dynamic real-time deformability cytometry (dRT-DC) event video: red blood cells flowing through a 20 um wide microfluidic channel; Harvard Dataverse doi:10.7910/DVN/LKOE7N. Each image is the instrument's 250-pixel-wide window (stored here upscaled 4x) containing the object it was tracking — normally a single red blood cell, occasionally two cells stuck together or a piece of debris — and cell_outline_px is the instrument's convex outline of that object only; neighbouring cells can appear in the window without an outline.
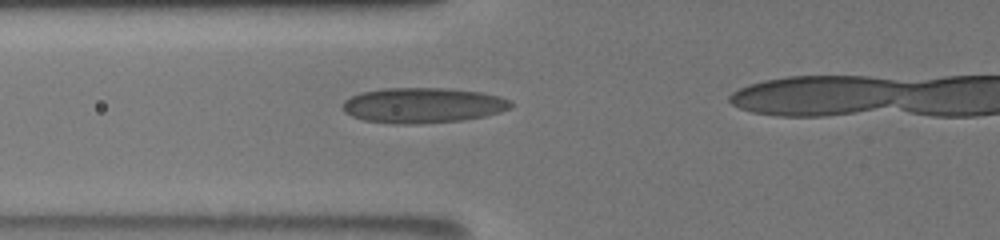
{"species": "human", "species_latin": "Homo sapiens", "temperature_condition": "room temperature", "stored_images_in_passage": 41, "camera_frame_rate_fps": 3000, "um_per_image_px": 0.085, "donor": {"sex": "male"}, "frame": {"image": 1, "passage_image": 10, "time_ms": 5.0, "image_size_px": [1000, 240], "cell_outline_px": [[512, 108], [500, 112], [484, 116], [460, 120], [420, 124], [392, 124], [364, 120], [352, 116], [344, 112], [340, 108], [344, 100], [360, 92], [380, 88], [452, 88], [484, 92], [500, 96], [512, 100]], "centroid_in_image_um": [35.94, 8.94], "position_along_channel_um": 89.9, "area_um2": 35.14}}
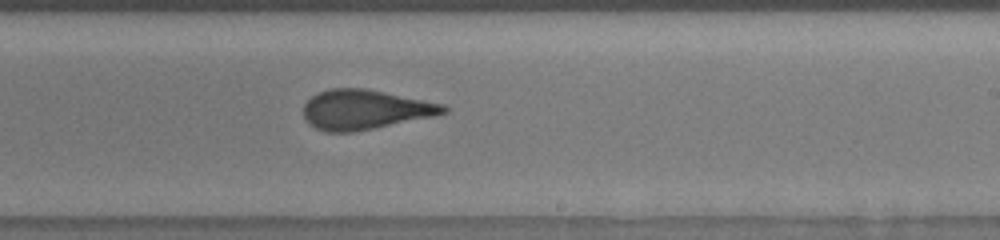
{"frame": {"image": 2, "passage_image": 25, "time_ms": 9.333, "image_size_px": [1000, 240], "cell_outline_px": [[448, 112], [432, 116], [352, 132], [324, 132], [308, 124], [304, 120], [304, 104], [312, 96], [328, 88], [364, 88], [444, 104], [448, 108]], "centroid_in_image_um": [30.97, 9.31], "position_along_channel_um": 258.0, "area_um2": 32.02}}
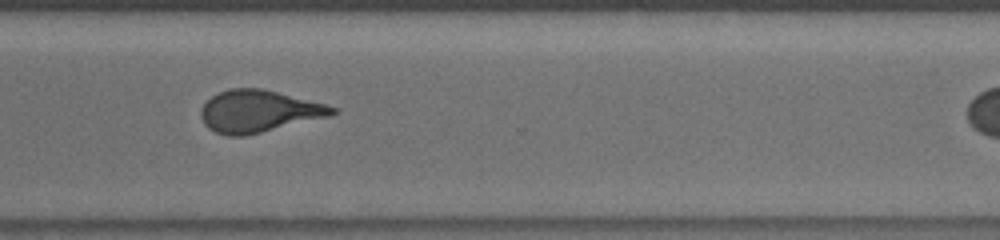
{"frame": {"image": 3, "passage_image": 35, "time_ms": 11.667, "image_size_px": [1000, 240], "cell_outline_px": [[336, 112], [332, 116], [244, 136], [228, 136], [216, 132], [208, 128], [204, 124], [200, 116], [200, 108], [212, 96], [228, 88], [260, 88], [324, 104], [336, 108]], "centroid_in_image_um": [21.95, 9.47], "position_along_channel_um": 348.6, "area_um2": 31.96}}